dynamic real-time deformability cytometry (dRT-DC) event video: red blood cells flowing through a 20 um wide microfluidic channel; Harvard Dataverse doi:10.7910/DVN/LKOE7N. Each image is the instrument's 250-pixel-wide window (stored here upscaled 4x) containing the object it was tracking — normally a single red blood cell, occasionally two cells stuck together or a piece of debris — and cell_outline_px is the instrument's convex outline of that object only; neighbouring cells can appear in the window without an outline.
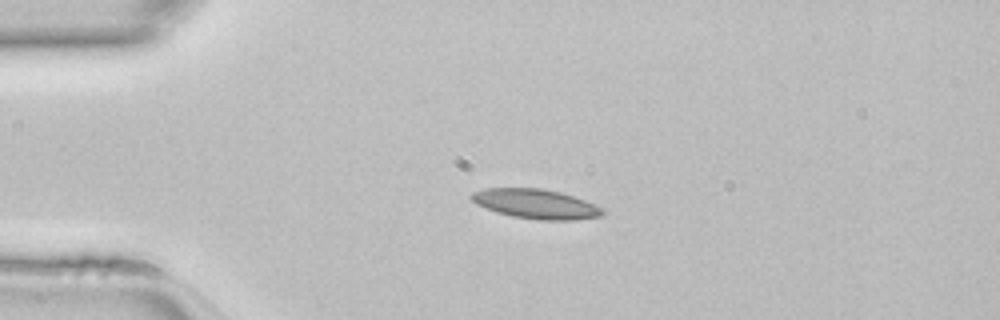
{"species": "common noctule bat (a hibernating species)", "species_latin": "Nyctalus noctula", "temperature_condition": "room temperature", "stored_images_in_passage": 37, "camera_frame_rate_fps": 3000, "um_per_image_px": 0.085, "animal": {"sex": "female", "body_mass_g": 22.7, "forearm_length_mm": 54.2}, "frame": {"image": 1, "passage_image": 1, "time_ms": 0.0, "image_size_px": [1000, 320], "cell_outline_px": [[604, 216], [576, 220], [540, 220], [512, 216], [496, 212], [476, 204], [468, 196], [472, 192], [484, 188], [540, 188], [560, 192], [584, 200], [600, 208], [604, 212]], "centroid_in_image_um": [45.5, 17.33], "position_along_channel_um": 39.5, "area_um2": 22.54}}
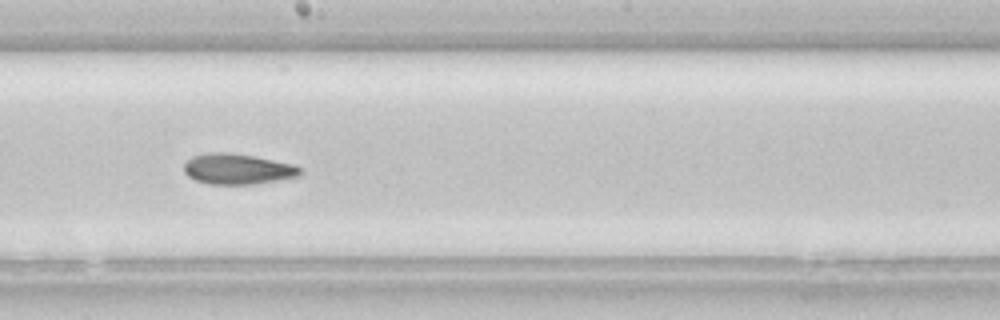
{"frame": {"image": 2, "passage_image": 16, "time_ms": 5.0, "image_size_px": [1000, 320], "cell_outline_px": [[304, 172], [300, 176], [256, 184], [208, 184], [196, 180], [188, 176], [184, 172], [184, 164], [192, 156], [208, 152], [228, 152], [252, 156], [292, 164], [304, 168]], "centroid_in_image_um": [20.22, 14.37], "position_along_channel_um": 228.0, "area_um2": 20.81}}
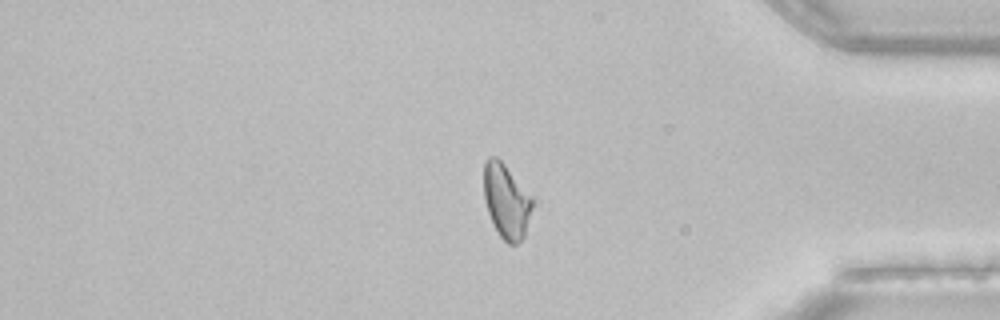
{"frame": {"image": 3, "passage_image": 29, "time_ms": 9.333, "image_size_px": [1000, 320], "cell_outline_px": [[532, 208], [524, 236], [516, 244], [508, 244], [500, 236], [492, 224], [488, 212], [484, 196], [484, 164], [488, 156], [496, 156], [504, 164], [532, 200]], "centroid_in_image_um": [43.0, 17.11], "position_along_channel_um": 392.2, "area_um2": 20.46}}